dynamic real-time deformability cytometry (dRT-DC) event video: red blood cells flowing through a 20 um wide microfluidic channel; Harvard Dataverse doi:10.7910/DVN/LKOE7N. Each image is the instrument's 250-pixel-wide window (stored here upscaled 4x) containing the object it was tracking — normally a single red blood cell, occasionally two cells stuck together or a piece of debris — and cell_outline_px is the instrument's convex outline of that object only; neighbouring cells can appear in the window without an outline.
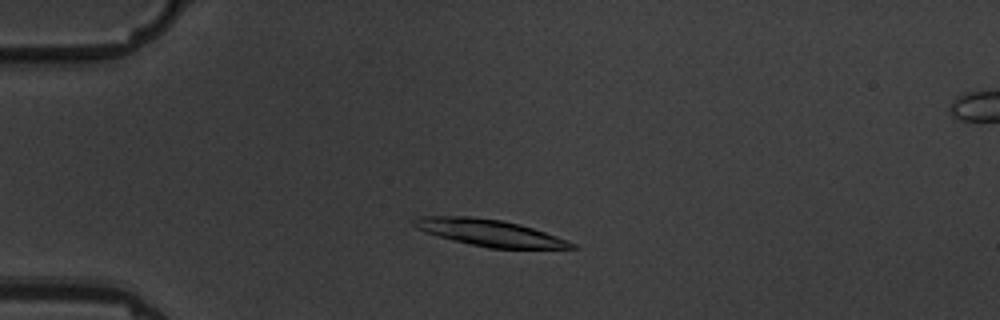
{"species": "common noctule bat (a hibernating species)", "species_latin": "Nyctalus noctula", "temperature_condition": "warm", "stored_images_in_passage": 5, "camera_frame_rate_fps": 3000, "um_per_image_px": 0.085, "animal": {"sex": "male", "body_mass_g": 19.5, "forearm_length_mm": 54.6}, "frame": {"image": 1, "passage_image": 3, "time_ms": 2.333, "image_size_px": [1000, 320], "cell_outline_px": [[580, 248], [488, 248], [424, 232], [416, 228], [408, 220], [420, 216], [472, 216], [500, 220], [520, 224], [556, 236], [576, 244]], "centroid_in_image_um": [41.56, 19.77], "position_along_channel_um": 43.4, "area_um2": 24.22}}
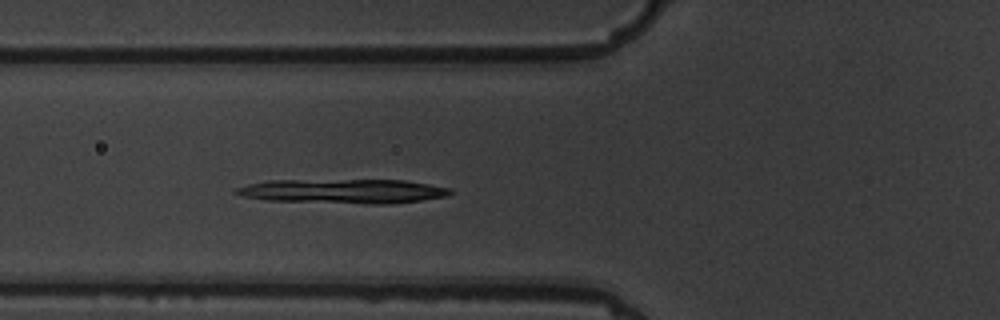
{"frame": {"image": 2, "passage_image": 5, "time_ms": 4.667, "image_size_px": [1000, 320], "cell_outline_px": [[452, 192], [448, 196], [392, 204], [368, 204], [268, 200], [244, 196], [232, 192], [236, 188], [248, 184], [268, 180], [404, 180], [452, 188]], "centroid_in_image_um": [29.2, 16.25], "position_along_channel_um": 96.6, "area_um2": 30.4}}